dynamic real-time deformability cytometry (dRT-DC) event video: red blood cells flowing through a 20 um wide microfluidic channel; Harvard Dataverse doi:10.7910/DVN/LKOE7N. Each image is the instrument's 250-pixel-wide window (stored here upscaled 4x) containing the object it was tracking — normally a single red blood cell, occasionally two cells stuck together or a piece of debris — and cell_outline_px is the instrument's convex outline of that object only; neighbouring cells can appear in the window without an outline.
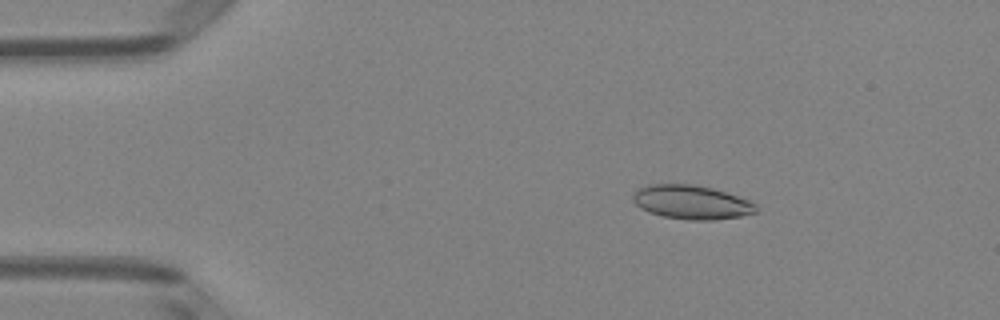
{"species": "Egyptian fruit bat (a non-hibernating species)", "species_latin": "Rousettus aegyptiacus", "temperature_condition": "room temperature", "stored_images_in_passage": 4, "camera_frame_rate_fps": 3000, "um_per_image_px": 0.085, "animal": {"sex": "female"}, "frame": {"image": 1, "passage_image": 2, "time_ms": 0.333, "image_size_px": [1000, 320], "cell_outline_px": [[760, 208], [756, 212], [740, 216], [712, 220], [688, 220], [664, 216], [648, 212], [640, 208], [632, 200], [632, 196], [640, 188], [648, 184], [696, 184], [712, 188], [752, 200]], "centroid_in_image_um": [58.81, 17.18], "position_along_channel_um": 26.2, "area_um2": 24.51}}
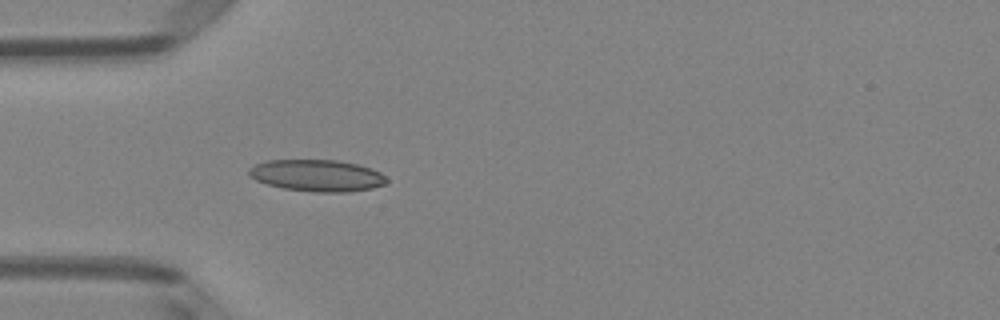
{"frame": {"image": 2, "passage_image": 4, "time_ms": 1.0, "image_size_px": [1000, 320], "cell_outline_px": [[388, 180], [384, 184], [372, 188], [348, 192], [316, 192], [284, 188], [268, 184], [256, 180], [248, 176], [248, 168], [256, 164], [268, 160], [336, 160], [360, 164], [372, 168], [380, 172]], "centroid_in_image_um": [26.95, 14.91], "position_along_channel_um": 58.0, "area_um2": 25.49}}